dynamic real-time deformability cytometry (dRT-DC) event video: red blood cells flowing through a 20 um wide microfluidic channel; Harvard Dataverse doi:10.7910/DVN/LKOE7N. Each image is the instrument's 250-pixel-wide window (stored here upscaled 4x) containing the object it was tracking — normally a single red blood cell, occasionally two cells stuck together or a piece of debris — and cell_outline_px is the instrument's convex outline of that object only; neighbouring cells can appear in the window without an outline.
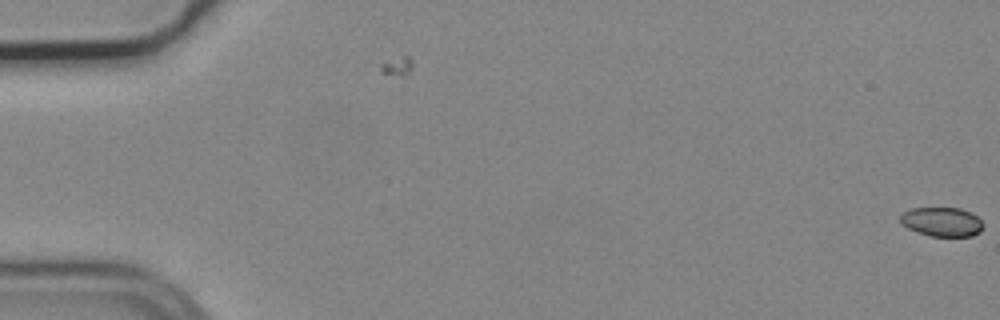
{"species": "common noctule bat (a hibernating species)", "species_latin": "Nyctalus noctula", "temperature_condition": "cold", "stored_images_in_passage": 6, "camera_frame_rate_fps": 3000, "um_per_image_px": 0.085, "animal": {"sex": "male", "body_mass_g": 19.2, "forearm_length_mm": 51.8}, "frame": {"image": 1, "passage_image": 1, "time_ms": 0.0, "image_size_px": [1000, 320], "cell_outline_px": [[984, 228], [980, 232], [972, 236], [928, 236], [908, 228], [900, 224], [900, 216], [904, 212], [912, 208], [960, 208], [976, 216], [984, 224]], "centroid_in_image_um": [80.06, 18.86], "position_along_channel_um": 4.9, "area_um2": 14.1}}
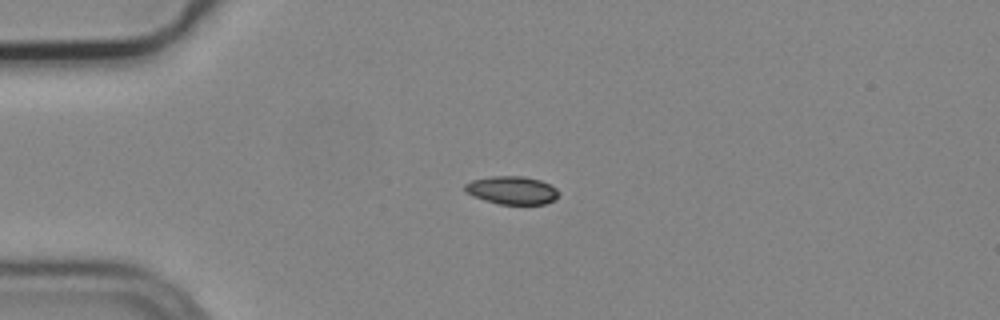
{"frame": {"image": 2, "passage_image": 5, "time_ms": 1.333, "image_size_px": [1000, 320], "cell_outline_px": [[560, 192], [556, 200], [544, 204], [496, 204], [472, 196], [464, 192], [464, 184], [472, 180], [492, 176], [524, 176], [540, 180], [556, 188]], "centroid_in_image_um": [43.5, 16.18], "position_along_channel_um": 41.5, "area_um2": 15.55}}